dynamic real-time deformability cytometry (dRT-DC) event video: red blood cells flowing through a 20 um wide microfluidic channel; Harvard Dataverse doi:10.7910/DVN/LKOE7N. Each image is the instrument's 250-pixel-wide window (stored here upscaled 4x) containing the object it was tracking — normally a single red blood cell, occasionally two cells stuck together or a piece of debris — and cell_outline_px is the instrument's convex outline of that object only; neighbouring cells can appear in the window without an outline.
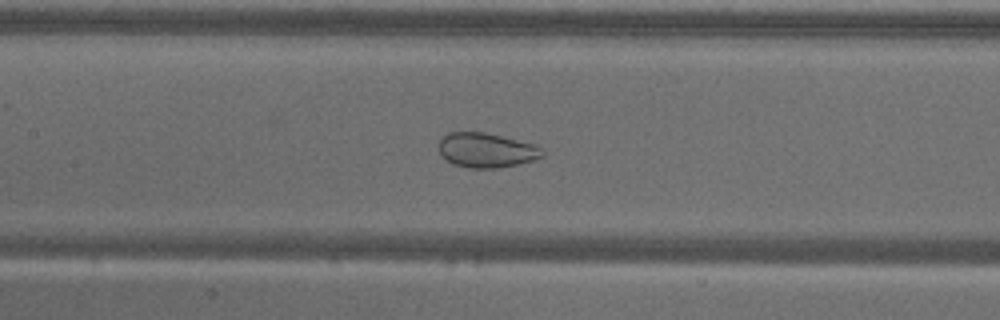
{"species": "common noctule bat (a hibernating species)", "species_latin": "Nyctalus noctula", "temperature_condition": "warm", "stored_images_in_passage": 48, "camera_frame_rate_fps": 3000, "um_per_image_px": 0.085, "animal": {"sex": "male", "body_mass_g": 18.8}, "frame": {"image": 1, "passage_image": 26, "time_ms": 8.333, "image_size_px": [1000, 320], "cell_outline_px": [[544, 156], [532, 160], [516, 164], [496, 168], [468, 168], [452, 164], [440, 156], [440, 140], [448, 132], [488, 132], [532, 144], [540, 148], [544, 152]], "centroid_in_image_um": [41.3, 12.77], "position_along_channel_um": 166.1, "area_um2": 20.81}}
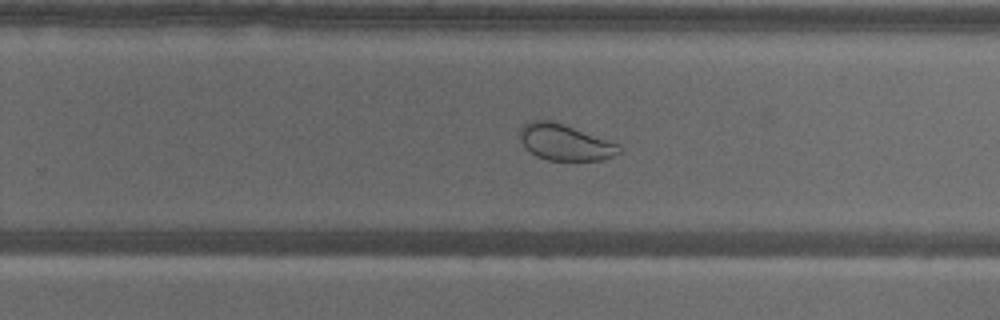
{"frame": {"image": 2, "passage_image": 36, "time_ms": 11.667, "image_size_px": [1000, 320], "cell_outline_px": [[620, 152], [604, 160], [548, 160], [536, 156], [524, 144], [520, 136], [520, 128], [524, 124], [532, 120], [552, 120], [620, 144]], "centroid_in_image_um": [48.04, 12.09], "position_along_channel_um": 281.8, "area_um2": 20.63}}
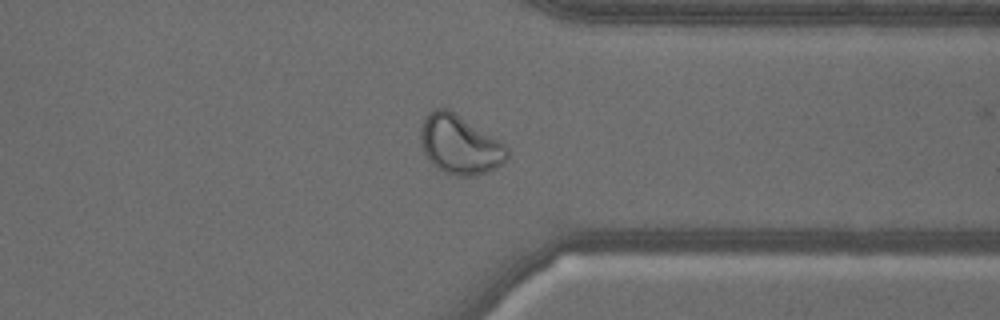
{"frame": {"image": 3, "passage_image": 44, "time_ms": 14.333, "image_size_px": [1000, 320], "cell_outline_px": [[508, 156], [504, 164], [488, 172], [472, 176], [456, 176], [444, 172], [436, 168], [428, 160], [420, 144], [420, 128], [424, 120], [436, 108], [448, 108], [500, 140], [508, 148]], "centroid_in_image_um": [39.09, 12.32], "position_along_channel_um": 372.3, "area_um2": 29.94}}